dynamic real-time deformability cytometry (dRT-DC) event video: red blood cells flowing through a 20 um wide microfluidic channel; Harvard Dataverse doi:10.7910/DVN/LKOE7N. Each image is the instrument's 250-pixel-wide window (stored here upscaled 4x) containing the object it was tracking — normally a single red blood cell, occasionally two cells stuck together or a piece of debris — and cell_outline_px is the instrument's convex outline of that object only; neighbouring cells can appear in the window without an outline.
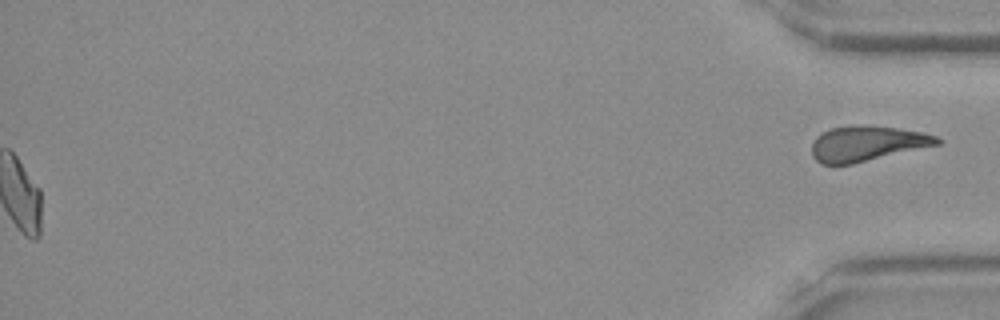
{"species": "Egyptian fruit bat (a non-hibernating species)", "species_latin": "Rousettus aegyptiacus", "temperature_condition": "room temperature", "stored_images_in_passage": 51, "segment_of_instrument_passage": [2, 2], "camera_frame_rate_fps": 3000, "um_per_image_px": 0.085, "frame": {"image": 1, "passage_image": 51, "time_ms": 16.667, "image_size_px": [1000, 320], "cell_outline_px": [[944, 140], [940, 144], [852, 164], [820, 164], [812, 156], [812, 144], [816, 136], [832, 128], [856, 124], [860, 124], [896, 128], [924, 132], [936, 136]], "centroid_in_image_um": [73.71, 12.19], "position_along_channel_um": 361.5, "area_um2": 25.78}}